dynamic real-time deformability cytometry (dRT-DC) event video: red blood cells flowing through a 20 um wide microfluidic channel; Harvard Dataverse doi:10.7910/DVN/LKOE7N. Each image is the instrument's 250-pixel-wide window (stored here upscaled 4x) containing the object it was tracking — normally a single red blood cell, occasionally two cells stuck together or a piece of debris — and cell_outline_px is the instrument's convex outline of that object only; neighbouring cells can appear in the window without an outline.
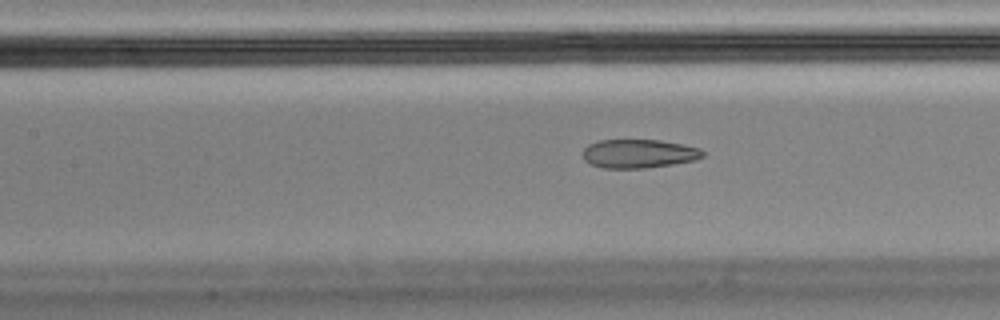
{"species": "Egyptian fruit bat (a non-hibernating species)", "species_latin": "Rousettus aegyptiacus", "temperature_condition": "cold", "stored_images_in_passage": 46, "camera_frame_rate_fps": 3000, "um_per_image_px": 0.085, "animal": {"sex": "male"}, "frame": {"image": 1, "passage_image": 14, "time_ms": 4.333, "image_size_px": [1000, 320], "cell_outline_px": [[704, 156], [696, 160], [672, 164], [644, 168], [604, 168], [592, 164], [584, 160], [584, 148], [588, 144], [600, 140], [660, 140], [684, 144], [700, 148], [704, 152]], "centroid_in_image_um": [54.33, 13.05], "position_along_channel_um": 153.1, "area_um2": 20.06}, "authors_computed_cell_mechanics": {"area_um2": 22.3686, "velocity_mm_per_s": 3.467, "shape_relaxation_time_tau1_ms": null, "shape_relaxation_time_tau2_ms": 1.9568, "deformation_change_tau1": null, "deformation_change_tau2": 0.0848}}